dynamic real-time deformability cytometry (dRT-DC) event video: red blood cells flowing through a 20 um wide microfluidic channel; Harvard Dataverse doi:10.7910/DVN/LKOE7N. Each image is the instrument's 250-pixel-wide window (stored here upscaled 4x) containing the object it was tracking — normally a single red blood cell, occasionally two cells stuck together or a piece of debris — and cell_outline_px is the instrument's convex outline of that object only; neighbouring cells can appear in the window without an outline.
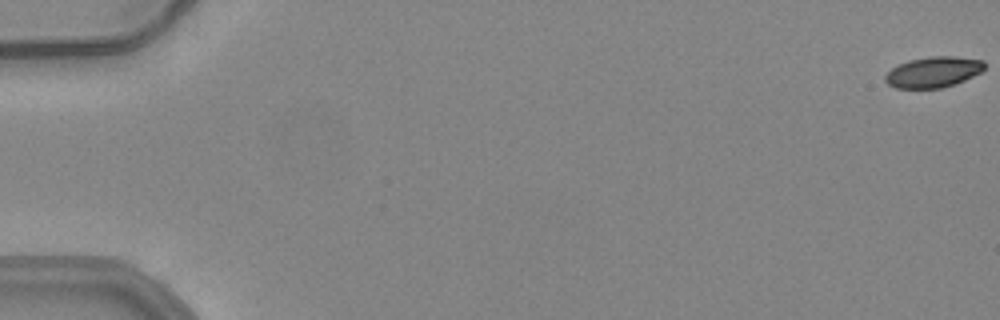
{"species": "common noctule bat (a hibernating species)", "species_latin": "Nyctalus noctula", "temperature_condition": "warm", "stored_images_in_passage": 54, "camera_frame_rate_fps": 3000, "um_per_image_px": 0.085, "animal": {"sex": "female", "body_mass_g": 24.6, "forearm_length_mm": 56.2}, "frame": {"image": 1, "passage_image": 1, "time_ms": 0.0, "image_size_px": [1000, 320], "cell_outline_px": [[984, 68], [980, 72], [956, 84], [940, 88], [896, 88], [888, 84], [884, 80], [884, 76], [892, 68], [908, 60], [932, 56], [952, 56], [984, 60]], "centroid_in_image_um": [79.32, 6.12], "position_along_channel_um": 5.7, "area_um2": 17.69}}
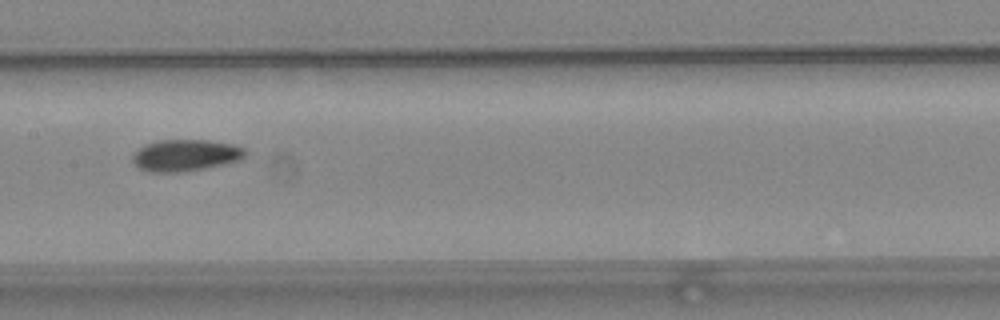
{"frame": {"image": 2, "passage_image": 29, "time_ms": 9.333, "image_size_px": [1000, 320], "cell_outline_px": [[248, 152], [240, 160], [228, 164], [184, 172], [148, 172], [140, 168], [132, 160], [132, 156], [140, 148], [148, 144], [160, 140], [208, 140], [232, 144], [244, 148]], "centroid_in_image_um": [15.82, 13.21], "position_along_channel_um": 191.6, "area_um2": 20.81}}
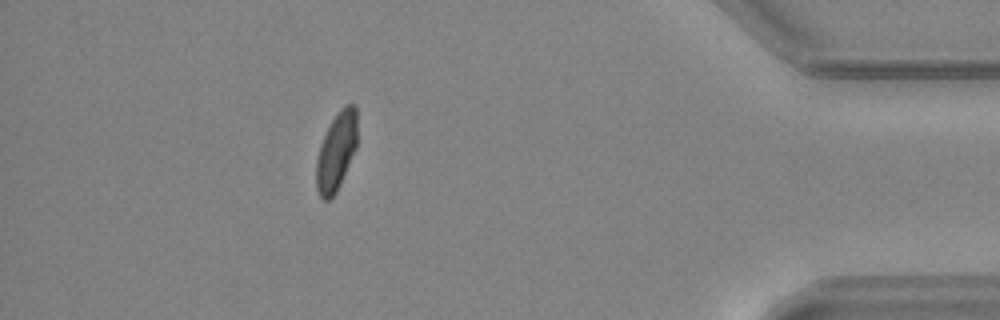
{"frame": {"image": 3, "passage_image": 49, "time_ms": 16.0, "image_size_px": [1000, 320], "cell_outline_px": [[356, 148], [340, 184], [336, 192], [328, 200], [324, 200], [320, 196], [316, 188], [316, 160], [320, 144], [336, 112], [344, 104], [356, 104]], "centroid_in_image_um": [28.58, 12.85], "position_along_channel_um": 406.6, "area_um2": 18.55}, "authors_computed_cell_mechanics": {"area_um2": 19.5653, "velocity_mm_per_s": 3.9206, "shape_relaxation_time_tau1_ms": 7.7321, "shape_relaxation_time_tau2_ms": 4.3493, "deformation_change_tau1": 0.1632, "deformation_change_tau2": 0.081}}